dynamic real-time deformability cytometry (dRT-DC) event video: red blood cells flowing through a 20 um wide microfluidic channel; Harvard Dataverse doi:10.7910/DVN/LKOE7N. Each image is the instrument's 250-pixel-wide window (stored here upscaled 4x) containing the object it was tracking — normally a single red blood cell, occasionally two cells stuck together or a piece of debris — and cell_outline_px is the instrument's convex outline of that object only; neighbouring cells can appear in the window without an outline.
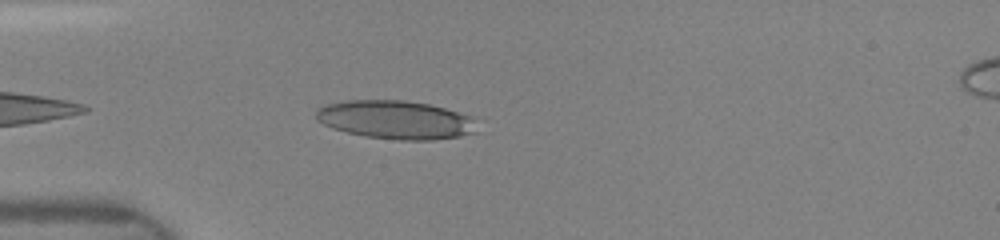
{"species": "human", "species_latin": "Homo sapiens", "temperature_condition": "room temperature", "stored_images_in_passage": 36, "camera_frame_rate_fps": 3000, "um_per_image_px": 0.085, "donor": {"sex": "female"}, "frame": {"image": 1, "passage_image": 7, "time_ms": 1.0, "image_size_px": [1000, 240], "cell_outline_px": [[476, 132], [460, 136], [432, 140], [400, 140], [368, 136], [348, 132], [332, 128], [316, 120], [316, 112], [320, 108], [328, 104], [348, 100], [404, 100], [428, 104], [444, 108], [468, 116], [472, 120]], "centroid_in_image_um": [33.6, 10.18], "position_along_channel_um": 51.4, "area_um2": 35.49}}
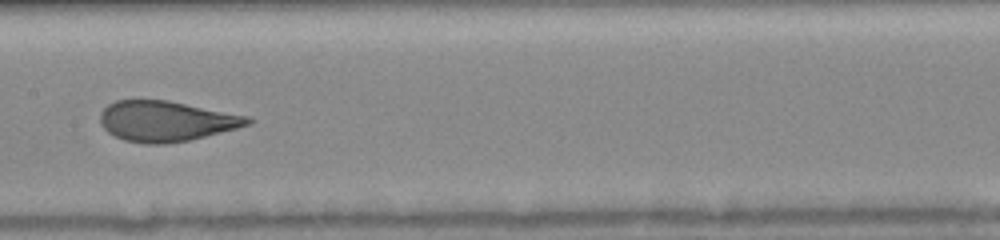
{"frame": {"image": 2, "passage_image": 20, "time_ms": 4.667, "image_size_px": [1000, 240], "cell_outline_px": [[252, 120], [248, 124], [236, 128], [188, 140], [164, 144], [148, 144], [124, 140], [108, 132], [104, 128], [100, 120], [100, 112], [108, 104], [116, 100], [168, 100], [248, 116]], "centroid_in_image_um": [14.08, 10.29], "position_along_channel_um": 193.3, "area_um2": 34.33}}
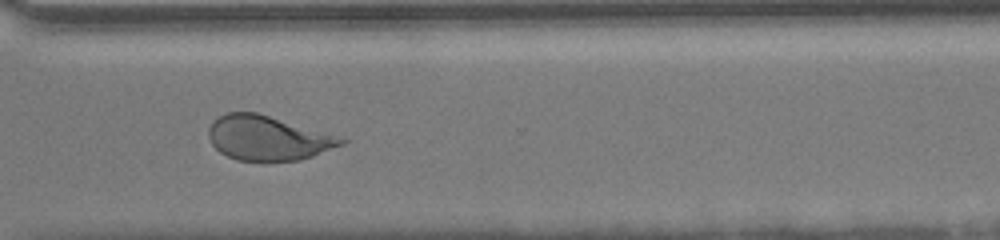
{"frame": {"image": 3, "passage_image": 30, "time_ms": 8.333, "image_size_px": [1000, 240], "cell_outline_px": [[348, 140], [344, 144], [312, 156], [300, 160], [268, 164], [236, 160], [220, 152], [212, 144], [208, 136], [208, 128], [212, 120], [228, 112], [256, 112], [344, 136]], "centroid_in_image_um": [22.81, 11.76], "position_along_channel_um": 347.8, "area_um2": 35.55}}